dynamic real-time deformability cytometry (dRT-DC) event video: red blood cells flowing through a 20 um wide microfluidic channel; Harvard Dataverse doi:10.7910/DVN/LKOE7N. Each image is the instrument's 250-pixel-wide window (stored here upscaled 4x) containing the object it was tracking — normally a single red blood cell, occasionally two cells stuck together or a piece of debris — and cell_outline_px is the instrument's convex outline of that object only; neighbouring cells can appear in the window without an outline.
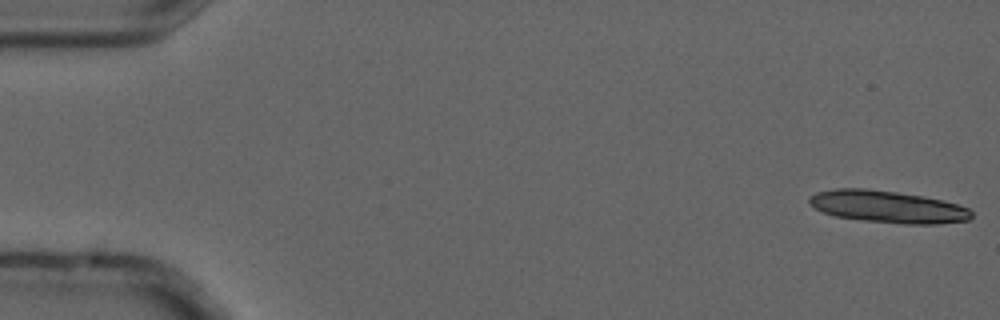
{"species": "common noctule bat (a hibernating species)", "species_latin": "Nyctalus noctula", "temperature_condition": "cold", "stored_images_in_passage": 5, "camera_frame_rate_fps": 3000, "um_per_image_px": 0.085, "animal": {"sex": "male", "forearm_length_mm": 52.5}, "frame": {"image": 1, "passage_image": 1, "time_ms": 0.0, "image_size_px": [1000, 320], "cell_outline_px": [[972, 216], [968, 220], [936, 224], [904, 224], [864, 220], [836, 216], [824, 212], [808, 204], [808, 196], [816, 192], [836, 188], [864, 188], [896, 192], [924, 196], [944, 200], [968, 208], [972, 212]], "centroid_in_image_um": [75.44, 17.56], "position_along_channel_um": 9.6, "area_um2": 30.35}}
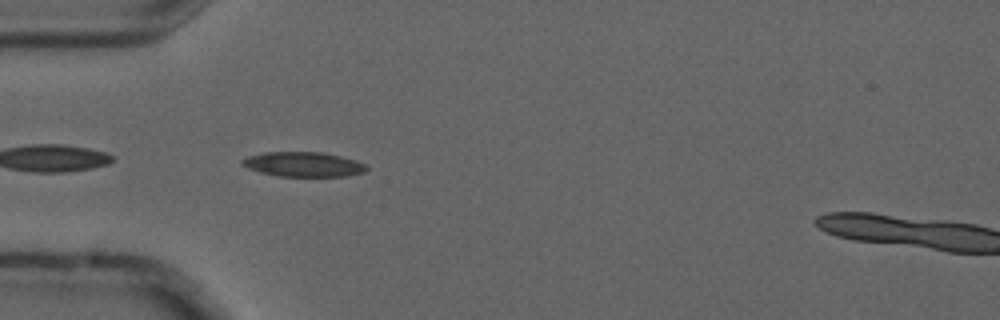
{"frame": {"image": 2, "passage_image": 5, "time_ms": 1.333, "image_size_px": [1000, 320], "cell_outline_px": [[368, 168], [364, 172], [344, 176], [280, 176], [260, 172], [248, 168], [240, 164], [240, 160], [248, 156], [264, 152], [324, 152], [356, 160], [364, 164]], "centroid_in_image_um": [25.76, 13.96], "position_along_channel_um": 59.2, "area_um2": 17.86}}